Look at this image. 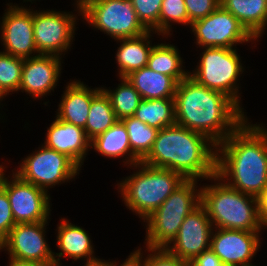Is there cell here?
<instances>
[{
    "instance_id": "6da1fadb",
    "label": "cell",
    "mask_w": 267,
    "mask_h": 266,
    "mask_svg": "<svg viewBox=\"0 0 267 266\" xmlns=\"http://www.w3.org/2000/svg\"><path fill=\"white\" fill-rule=\"evenodd\" d=\"M216 175L228 186L259 197L267 187V128L247 118L217 145Z\"/></svg>"
},
{
    "instance_id": "7a4b0ae2",
    "label": "cell",
    "mask_w": 267,
    "mask_h": 266,
    "mask_svg": "<svg viewBox=\"0 0 267 266\" xmlns=\"http://www.w3.org/2000/svg\"><path fill=\"white\" fill-rule=\"evenodd\" d=\"M174 109L176 124L207 136L216 145L247 119L246 112L228 96L197 83L189 75L177 84Z\"/></svg>"
},
{
    "instance_id": "3957f363",
    "label": "cell",
    "mask_w": 267,
    "mask_h": 266,
    "mask_svg": "<svg viewBox=\"0 0 267 266\" xmlns=\"http://www.w3.org/2000/svg\"><path fill=\"white\" fill-rule=\"evenodd\" d=\"M217 145L207 136L174 124L158 131L141 161L180 173L185 179L208 180L216 175Z\"/></svg>"
},
{
    "instance_id": "277c9868",
    "label": "cell",
    "mask_w": 267,
    "mask_h": 266,
    "mask_svg": "<svg viewBox=\"0 0 267 266\" xmlns=\"http://www.w3.org/2000/svg\"><path fill=\"white\" fill-rule=\"evenodd\" d=\"M208 180L214 184L201 186V205L213 228L262 231L257 197L233 189L217 175Z\"/></svg>"
},
{
    "instance_id": "5b68a950",
    "label": "cell",
    "mask_w": 267,
    "mask_h": 266,
    "mask_svg": "<svg viewBox=\"0 0 267 266\" xmlns=\"http://www.w3.org/2000/svg\"><path fill=\"white\" fill-rule=\"evenodd\" d=\"M138 169L116 184L126 208L144 221L186 179L177 172L156 168L139 162Z\"/></svg>"
},
{
    "instance_id": "8992f818",
    "label": "cell",
    "mask_w": 267,
    "mask_h": 266,
    "mask_svg": "<svg viewBox=\"0 0 267 266\" xmlns=\"http://www.w3.org/2000/svg\"><path fill=\"white\" fill-rule=\"evenodd\" d=\"M198 181L186 179L143 221L146 222V247L166 248L176 237L185 217L201 204Z\"/></svg>"
},
{
    "instance_id": "52a82bcc",
    "label": "cell",
    "mask_w": 267,
    "mask_h": 266,
    "mask_svg": "<svg viewBox=\"0 0 267 266\" xmlns=\"http://www.w3.org/2000/svg\"><path fill=\"white\" fill-rule=\"evenodd\" d=\"M200 60L189 76L197 83L228 96L243 112L239 77L244 74L236 48L204 47Z\"/></svg>"
},
{
    "instance_id": "ba28073f",
    "label": "cell",
    "mask_w": 267,
    "mask_h": 266,
    "mask_svg": "<svg viewBox=\"0 0 267 266\" xmlns=\"http://www.w3.org/2000/svg\"><path fill=\"white\" fill-rule=\"evenodd\" d=\"M81 16L83 22L115 41L148 31L138 20L131 0H93L81 10Z\"/></svg>"
},
{
    "instance_id": "9c48e42d",
    "label": "cell",
    "mask_w": 267,
    "mask_h": 266,
    "mask_svg": "<svg viewBox=\"0 0 267 266\" xmlns=\"http://www.w3.org/2000/svg\"><path fill=\"white\" fill-rule=\"evenodd\" d=\"M17 168L14 172L23 180L47 193L48 189L56 185L74 180L82 170L69 157L43 144L41 148L22 159Z\"/></svg>"
},
{
    "instance_id": "30bf717a",
    "label": "cell",
    "mask_w": 267,
    "mask_h": 266,
    "mask_svg": "<svg viewBox=\"0 0 267 266\" xmlns=\"http://www.w3.org/2000/svg\"><path fill=\"white\" fill-rule=\"evenodd\" d=\"M5 168L7 167L0 165V185L7 193L15 223L48 221L52 211L50 194L23 180L15 172L10 179L7 178Z\"/></svg>"
},
{
    "instance_id": "8fae6325",
    "label": "cell",
    "mask_w": 267,
    "mask_h": 266,
    "mask_svg": "<svg viewBox=\"0 0 267 266\" xmlns=\"http://www.w3.org/2000/svg\"><path fill=\"white\" fill-rule=\"evenodd\" d=\"M77 14L56 10H33L34 41L39 54L61 56L73 44Z\"/></svg>"
},
{
    "instance_id": "7c38bea8",
    "label": "cell",
    "mask_w": 267,
    "mask_h": 266,
    "mask_svg": "<svg viewBox=\"0 0 267 266\" xmlns=\"http://www.w3.org/2000/svg\"><path fill=\"white\" fill-rule=\"evenodd\" d=\"M190 28L196 37V45L201 48H235L239 43L257 41L241 22L221 5L205 18L192 22Z\"/></svg>"
},
{
    "instance_id": "4fadbf2b",
    "label": "cell",
    "mask_w": 267,
    "mask_h": 266,
    "mask_svg": "<svg viewBox=\"0 0 267 266\" xmlns=\"http://www.w3.org/2000/svg\"><path fill=\"white\" fill-rule=\"evenodd\" d=\"M49 221L16 224L0 243L9 261L30 264L54 263L53 251L45 238Z\"/></svg>"
},
{
    "instance_id": "5bb4252c",
    "label": "cell",
    "mask_w": 267,
    "mask_h": 266,
    "mask_svg": "<svg viewBox=\"0 0 267 266\" xmlns=\"http://www.w3.org/2000/svg\"><path fill=\"white\" fill-rule=\"evenodd\" d=\"M12 4L7 3L6 12L0 21L2 52L22 59L39 55L34 41L33 9Z\"/></svg>"
},
{
    "instance_id": "9a60e30c",
    "label": "cell",
    "mask_w": 267,
    "mask_h": 266,
    "mask_svg": "<svg viewBox=\"0 0 267 266\" xmlns=\"http://www.w3.org/2000/svg\"><path fill=\"white\" fill-rule=\"evenodd\" d=\"M212 231L211 220L200 204L185 217L176 237L166 249L191 263L202 252L210 249Z\"/></svg>"
},
{
    "instance_id": "2e32d148",
    "label": "cell",
    "mask_w": 267,
    "mask_h": 266,
    "mask_svg": "<svg viewBox=\"0 0 267 266\" xmlns=\"http://www.w3.org/2000/svg\"><path fill=\"white\" fill-rule=\"evenodd\" d=\"M260 235V232L213 228L210 250L224 266H255L251 262L261 247Z\"/></svg>"
},
{
    "instance_id": "e0dca14e",
    "label": "cell",
    "mask_w": 267,
    "mask_h": 266,
    "mask_svg": "<svg viewBox=\"0 0 267 266\" xmlns=\"http://www.w3.org/2000/svg\"><path fill=\"white\" fill-rule=\"evenodd\" d=\"M62 59L51 54H39L23 59L19 91L29 94L35 100L49 96L59 82Z\"/></svg>"
},
{
    "instance_id": "ac0fdd59",
    "label": "cell",
    "mask_w": 267,
    "mask_h": 266,
    "mask_svg": "<svg viewBox=\"0 0 267 266\" xmlns=\"http://www.w3.org/2000/svg\"><path fill=\"white\" fill-rule=\"evenodd\" d=\"M45 135L44 146L66 155L81 169L84 159L91 149L90 140L83 128L56 117L47 127Z\"/></svg>"
},
{
    "instance_id": "d6986e66",
    "label": "cell",
    "mask_w": 267,
    "mask_h": 266,
    "mask_svg": "<svg viewBox=\"0 0 267 266\" xmlns=\"http://www.w3.org/2000/svg\"><path fill=\"white\" fill-rule=\"evenodd\" d=\"M65 219L61 218L57 225L56 246L60 252H53L54 262L60 263L61 257H66L75 261L84 259V266L100 264L102 259L94 256V246L87 231Z\"/></svg>"
},
{
    "instance_id": "ffe728a7",
    "label": "cell",
    "mask_w": 267,
    "mask_h": 266,
    "mask_svg": "<svg viewBox=\"0 0 267 266\" xmlns=\"http://www.w3.org/2000/svg\"><path fill=\"white\" fill-rule=\"evenodd\" d=\"M65 87L56 117L85 129L92 98L101 90L90 88L80 80H71Z\"/></svg>"
},
{
    "instance_id": "44dd1931",
    "label": "cell",
    "mask_w": 267,
    "mask_h": 266,
    "mask_svg": "<svg viewBox=\"0 0 267 266\" xmlns=\"http://www.w3.org/2000/svg\"><path fill=\"white\" fill-rule=\"evenodd\" d=\"M152 32L148 30L137 37L117 40L120 44L117 47L115 58L119 78L126 77L131 72L147 66L149 55L153 48L150 38L153 34H156Z\"/></svg>"
},
{
    "instance_id": "7402d4cb",
    "label": "cell",
    "mask_w": 267,
    "mask_h": 266,
    "mask_svg": "<svg viewBox=\"0 0 267 266\" xmlns=\"http://www.w3.org/2000/svg\"><path fill=\"white\" fill-rule=\"evenodd\" d=\"M90 148L101 154L103 157L120 158L126 166H134L141 160L132 152L129 143L128 132L126 126L121 120H118L113 126L104 133L96 136L90 141Z\"/></svg>"
},
{
    "instance_id": "603a6c76",
    "label": "cell",
    "mask_w": 267,
    "mask_h": 266,
    "mask_svg": "<svg viewBox=\"0 0 267 266\" xmlns=\"http://www.w3.org/2000/svg\"><path fill=\"white\" fill-rule=\"evenodd\" d=\"M126 78L142 99L174 98L178 84L172 76L155 72L148 66L131 72Z\"/></svg>"
},
{
    "instance_id": "cb8c5ba5",
    "label": "cell",
    "mask_w": 267,
    "mask_h": 266,
    "mask_svg": "<svg viewBox=\"0 0 267 266\" xmlns=\"http://www.w3.org/2000/svg\"><path fill=\"white\" fill-rule=\"evenodd\" d=\"M220 5L232 13L258 41L267 26V0H220Z\"/></svg>"
},
{
    "instance_id": "d4e9b609",
    "label": "cell",
    "mask_w": 267,
    "mask_h": 266,
    "mask_svg": "<svg viewBox=\"0 0 267 266\" xmlns=\"http://www.w3.org/2000/svg\"><path fill=\"white\" fill-rule=\"evenodd\" d=\"M147 66L158 73L172 76L178 83L189 75L185 71L179 49L173 44L156 43L150 52Z\"/></svg>"
},
{
    "instance_id": "484cf974",
    "label": "cell",
    "mask_w": 267,
    "mask_h": 266,
    "mask_svg": "<svg viewBox=\"0 0 267 266\" xmlns=\"http://www.w3.org/2000/svg\"><path fill=\"white\" fill-rule=\"evenodd\" d=\"M134 117L158 130L174 125V98L141 99Z\"/></svg>"
},
{
    "instance_id": "4316f807",
    "label": "cell",
    "mask_w": 267,
    "mask_h": 266,
    "mask_svg": "<svg viewBox=\"0 0 267 266\" xmlns=\"http://www.w3.org/2000/svg\"><path fill=\"white\" fill-rule=\"evenodd\" d=\"M118 121L109 97L101 89L91 100L85 134L91 141Z\"/></svg>"
},
{
    "instance_id": "83f0119b",
    "label": "cell",
    "mask_w": 267,
    "mask_h": 266,
    "mask_svg": "<svg viewBox=\"0 0 267 266\" xmlns=\"http://www.w3.org/2000/svg\"><path fill=\"white\" fill-rule=\"evenodd\" d=\"M119 79L120 83L116 86V89H107V87L103 88L102 86L101 89L109 97L117 119L122 120L134 116L142 97L126 77H120Z\"/></svg>"
},
{
    "instance_id": "f1b7e54d",
    "label": "cell",
    "mask_w": 267,
    "mask_h": 266,
    "mask_svg": "<svg viewBox=\"0 0 267 266\" xmlns=\"http://www.w3.org/2000/svg\"><path fill=\"white\" fill-rule=\"evenodd\" d=\"M121 121L126 126L132 152L142 161L151 151L159 130L134 116Z\"/></svg>"
},
{
    "instance_id": "f546056e",
    "label": "cell",
    "mask_w": 267,
    "mask_h": 266,
    "mask_svg": "<svg viewBox=\"0 0 267 266\" xmlns=\"http://www.w3.org/2000/svg\"><path fill=\"white\" fill-rule=\"evenodd\" d=\"M172 23L190 26L184 0H163L159 15V35L167 39L172 35ZM167 36V37H166Z\"/></svg>"
},
{
    "instance_id": "4dcf8cb0",
    "label": "cell",
    "mask_w": 267,
    "mask_h": 266,
    "mask_svg": "<svg viewBox=\"0 0 267 266\" xmlns=\"http://www.w3.org/2000/svg\"><path fill=\"white\" fill-rule=\"evenodd\" d=\"M23 59L0 51V87L7 95L19 92Z\"/></svg>"
},
{
    "instance_id": "1f68e13d",
    "label": "cell",
    "mask_w": 267,
    "mask_h": 266,
    "mask_svg": "<svg viewBox=\"0 0 267 266\" xmlns=\"http://www.w3.org/2000/svg\"><path fill=\"white\" fill-rule=\"evenodd\" d=\"M163 0H131L138 20L159 36V15Z\"/></svg>"
},
{
    "instance_id": "d6a6232c",
    "label": "cell",
    "mask_w": 267,
    "mask_h": 266,
    "mask_svg": "<svg viewBox=\"0 0 267 266\" xmlns=\"http://www.w3.org/2000/svg\"><path fill=\"white\" fill-rule=\"evenodd\" d=\"M149 254L146 256V266H190V263L169 252L166 248H150L144 250Z\"/></svg>"
},
{
    "instance_id": "836d02e7",
    "label": "cell",
    "mask_w": 267,
    "mask_h": 266,
    "mask_svg": "<svg viewBox=\"0 0 267 266\" xmlns=\"http://www.w3.org/2000/svg\"><path fill=\"white\" fill-rule=\"evenodd\" d=\"M184 1L190 23L205 18L220 5V0H184Z\"/></svg>"
},
{
    "instance_id": "e575fe53",
    "label": "cell",
    "mask_w": 267,
    "mask_h": 266,
    "mask_svg": "<svg viewBox=\"0 0 267 266\" xmlns=\"http://www.w3.org/2000/svg\"><path fill=\"white\" fill-rule=\"evenodd\" d=\"M15 225L7 193L0 185V243Z\"/></svg>"
},
{
    "instance_id": "d590c367",
    "label": "cell",
    "mask_w": 267,
    "mask_h": 266,
    "mask_svg": "<svg viewBox=\"0 0 267 266\" xmlns=\"http://www.w3.org/2000/svg\"><path fill=\"white\" fill-rule=\"evenodd\" d=\"M142 248L136 249L131 252L127 259L122 262V264H117V261H110L103 259L100 262L101 266H146V256L142 255ZM144 258V259H143Z\"/></svg>"
},
{
    "instance_id": "8d00e7d4",
    "label": "cell",
    "mask_w": 267,
    "mask_h": 266,
    "mask_svg": "<svg viewBox=\"0 0 267 266\" xmlns=\"http://www.w3.org/2000/svg\"><path fill=\"white\" fill-rule=\"evenodd\" d=\"M190 266H224L212 250L202 252L191 263Z\"/></svg>"
},
{
    "instance_id": "74e56055",
    "label": "cell",
    "mask_w": 267,
    "mask_h": 266,
    "mask_svg": "<svg viewBox=\"0 0 267 266\" xmlns=\"http://www.w3.org/2000/svg\"><path fill=\"white\" fill-rule=\"evenodd\" d=\"M259 201V213L262 223V229L267 228V187L263 193L258 197Z\"/></svg>"
},
{
    "instance_id": "f35d334b",
    "label": "cell",
    "mask_w": 267,
    "mask_h": 266,
    "mask_svg": "<svg viewBox=\"0 0 267 266\" xmlns=\"http://www.w3.org/2000/svg\"><path fill=\"white\" fill-rule=\"evenodd\" d=\"M91 1H93V0H75L74 2V4L76 5L75 7H77V14H78V16L80 15L81 16V10L88 4V3H90Z\"/></svg>"
},
{
    "instance_id": "ab89813d",
    "label": "cell",
    "mask_w": 267,
    "mask_h": 266,
    "mask_svg": "<svg viewBox=\"0 0 267 266\" xmlns=\"http://www.w3.org/2000/svg\"><path fill=\"white\" fill-rule=\"evenodd\" d=\"M9 264L7 266H44V264H30V263H18V262H12L8 261Z\"/></svg>"
},
{
    "instance_id": "60d3db41",
    "label": "cell",
    "mask_w": 267,
    "mask_h": 266,
    "mask_svg": "<svg viewBox=\"0 0 267 266\" xmlns=\"http://www.w3.org/2000/svg\"><path fill=\"white\" fill-rule=\"evenodd\" d=\"M4 97H7V94L4 92V90L0 87V101H3ZM1 105V102H0Z\"/></svg>"
},
{
    "instance_id": "b9f144b4",
    "label": "cell",
    "mask_w": 267,
    "mask_h": 266,
    "mask_svg": "<svg viewBox=\"0 0 267 266\" xmlns=\"http://www.w3.org/2000/svg\"><path fill=\"white\" fill-rule=\"evenodd\" d=\"M44 266H62V262L61 263H51V264H44Z\"/></svg>"
},
{
    "instance_id": "7bdbcfd3",
    "label": "cell",
    "mask_w": 267,
    "mask_h": 266,
    "mask_svg": "<svg viewBox=\"0 0 267 266\" xmlns=\"http://www.w3.org/2000/svg\"><path fill=\"white\" fill-rule=\"evenodd\" d=\"M24 2H31L33 3L32 1H36V0H23Z\"/></svg>"
}]
</instances>
